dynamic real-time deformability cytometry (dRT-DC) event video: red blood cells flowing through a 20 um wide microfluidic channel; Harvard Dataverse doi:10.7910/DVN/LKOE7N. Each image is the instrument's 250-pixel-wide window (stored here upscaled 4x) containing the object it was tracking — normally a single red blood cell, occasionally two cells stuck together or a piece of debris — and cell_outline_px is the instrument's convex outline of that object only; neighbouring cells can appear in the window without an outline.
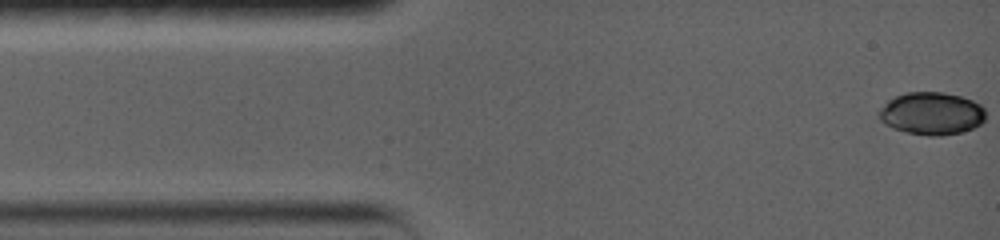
{"species": "common noctule bat (a hibernating species)", "species_latin": "Nyctalus noctula", "temperature_condition": "warm", "stored_images_in_passage": 9, "camera_frame_rate_fps": 5000, "um_per_image_px": 0.085, "animal": {"sex": "female", "body_mass_g": 19.0, "forearm_length_mm": 56.7}, "frame": {"image": 1, "passage_image": 1, "time_ms": 0.0, "image_size_px": [1000, 240], "cell_outline_px": [[984, 120], [980, 124], [972, 128], [960, 132], [940, 136], [928, 136], [908, 132], [892, 128], [884, 124], [880, 120], [880, 108], [888, 100], [896, 96], [908, 92], [944, 92], [960, 96], [972, 100], [980, 104], [984, 108]], "centroid_in_image_um": [79.18, 9.64], "position_along_channel_um": 5.8, "area_um2": 26.36}}
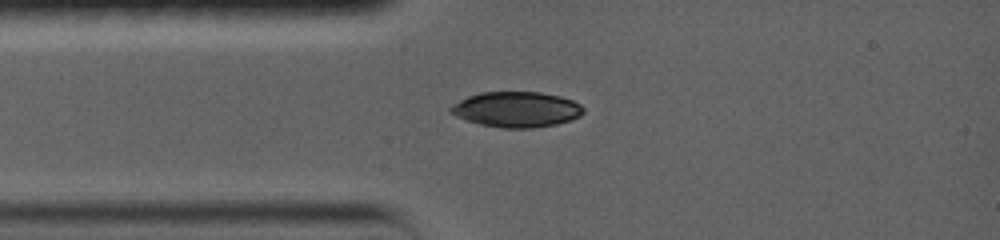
{"frame": {"image": 2, "passage_image": 8, "time_ms": 3.0, "image_size_px": [1000, 240], "cell_outline_px": [[584, 112], [580, 116], [572, 120], [556, 124], [532, 128], [500, 128], [480, 124], [456, 116], [448, 112], [448, 108], [452, 104], [468, 96], [480, 92], [540, 92], [560, 96], [572, 100], [580, 104], [584, 108]], "centroid_in_image_um": [43.9, 9.3], "position_along_channel_um": 41.1, "area_um2": 27.57}}
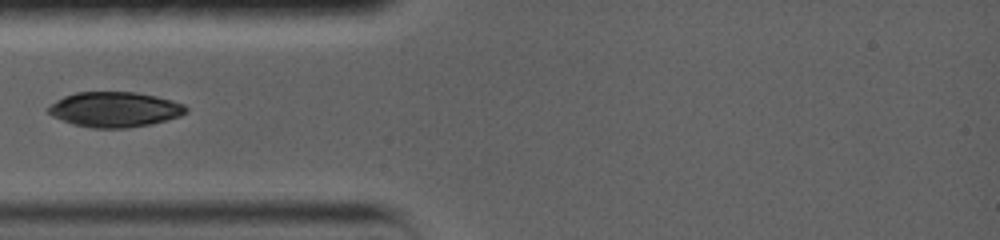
{"frame": {"image": 3, "passage_image": 9, "time_ms": 4.0, "image_size_px": [1000, 240], "cell_outline_px": [[188, 112], [180, 116], [152, 124], [128, 128], [92, 128], [72, 124], [52, 116], [48, 112], [48, 108], [56, 100], [64, 96], [76, 92], [136, 92], [156, 96], [172, 100], [184, 104], [188, 108]], "centroid_in_image_um": [9.78, 9.31], "position_along_channel_um": 75.2, "area_um2": 28.32}}